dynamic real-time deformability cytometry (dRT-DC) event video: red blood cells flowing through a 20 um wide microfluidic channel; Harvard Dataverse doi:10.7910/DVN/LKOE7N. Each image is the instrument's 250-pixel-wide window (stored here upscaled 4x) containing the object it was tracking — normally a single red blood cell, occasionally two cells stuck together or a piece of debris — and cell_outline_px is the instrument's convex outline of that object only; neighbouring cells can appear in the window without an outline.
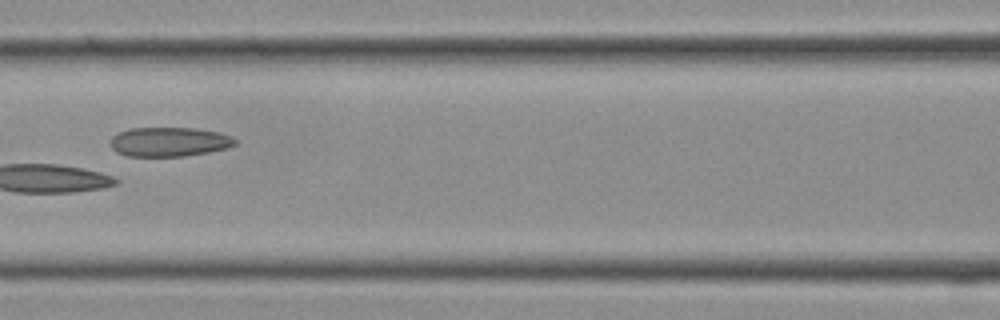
{"species": "Egyptian fruit bat (a non-hibernating species)", "species_latin": "Rousettus aegyptiacus", "temperature_condition": "cold", "stored_images_in_passage": 29, "camera_frame_rate_fps": 3000, "um_per_image_px": 0.085, "frame": {"image": 1, "passage_image": 13, "time_ms": 4.0, "image_size_px": [1000, 320], "cell_outline_px": [[236, 144], [228, 148], [208, 152], [184, 156], [128, 156], [116, 152], [112, 148], [108, 140], [116, 132], [128, 128], [196, 128], [220, 132], [232, 136], [236, 140]], "centroid_in_image_um": [14.35, 12.04], "position_along_channel_um": 152.2, "area_um2": 21.62}}